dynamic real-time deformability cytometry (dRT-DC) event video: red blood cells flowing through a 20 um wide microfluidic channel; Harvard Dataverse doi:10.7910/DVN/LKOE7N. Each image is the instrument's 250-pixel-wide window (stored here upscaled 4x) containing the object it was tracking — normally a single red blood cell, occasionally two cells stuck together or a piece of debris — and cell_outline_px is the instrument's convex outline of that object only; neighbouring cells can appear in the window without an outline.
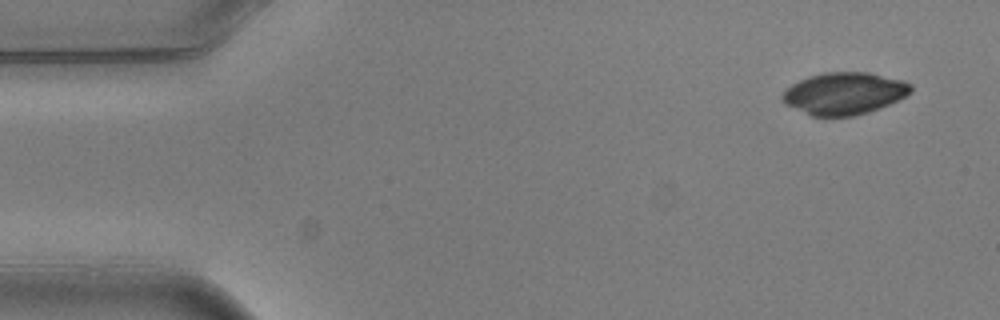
{"species": "common noctule bat (a hibernating species)", "species_latin": "Nyctalus noctula", "temperature_condition": "warm", "stored_images_in_passage": 3, "camera_frame_rate_fps": 3000, "um_per_image_px": 0.085, "animal": {"sex": "male", "body_mass_g": 20.5, "forearm_length_mm": 52.5}, "frame": {"image": 1, "passage_image": 1, "time_ms": 0.0, "image_size_px": [1000, 320], "cell_outline_px": [[912, 92], [880, 108], [856, 116], [812, 116], [784, 104], [780, 100], [780, 96], [792, 84], [808, 76], [824, 72], [868, 72], [904, 80], [912, 84]], "centroid_in_image_um": [71.75, 7.94], "position_along_channel_um": 13.3, "area_um2": 31.62}}